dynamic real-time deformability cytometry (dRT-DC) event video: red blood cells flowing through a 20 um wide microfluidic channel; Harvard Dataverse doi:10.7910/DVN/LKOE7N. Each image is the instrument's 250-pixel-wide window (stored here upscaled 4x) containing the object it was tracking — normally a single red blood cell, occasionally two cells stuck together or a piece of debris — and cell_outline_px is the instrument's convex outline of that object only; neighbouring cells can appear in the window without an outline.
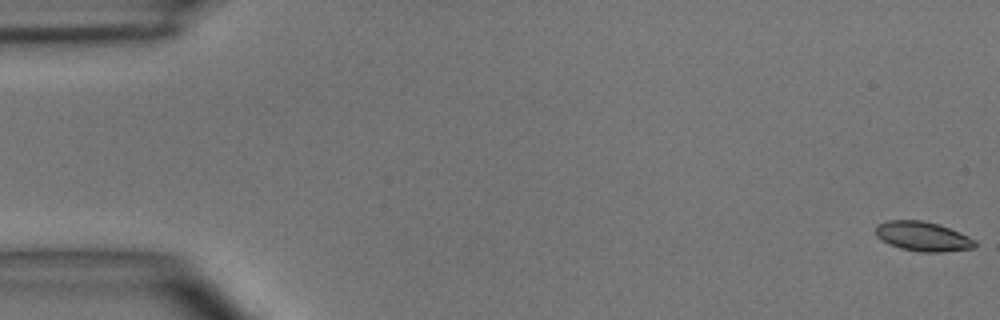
{"species": "common noctule bat (a hibernating species)", "species_latin": "Nyctalus noctula", "temperature_condition": "room temperature", "stored_images_in_passage": 51, "camera_frame_rate_fps": 3000, "um_per_image_px": 0.085, "animal": {"sex": "male", "body_mass_g": 15.6}, "frame": {"image": 1, "passage_image": 1, "time_ms": 0.0, "image_size_px": [1000, 320], "cell_outline_px": [[976, 244], [972, 248], [940, 252], [920, 252], [900, 248], [888, 244], [876, 236], [876, 224], [888, 220], [924, 220], [960, 232], [976, 240]], "centroid_in_image_um": [78.41, 20.09], "position_along_channel_um": 6.6, "area_um2": 17.05}}
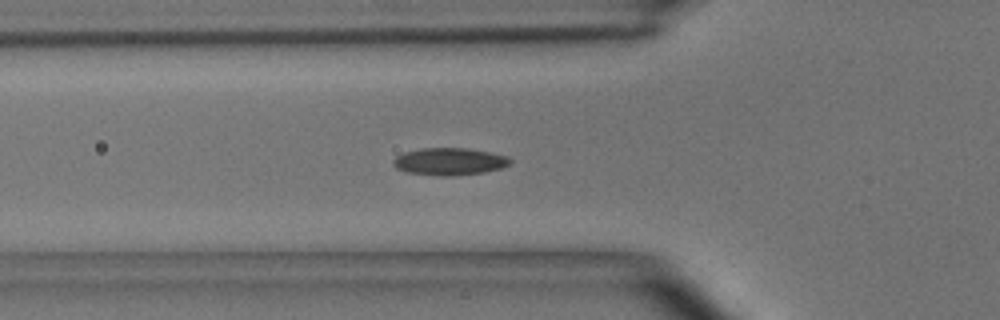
{"frame": {"image": 2, "passage_image": 18, "time_ms": 5.667, "image_size_px": [1000, 320], "cell_outline_px": [[512, 160], [504, 168], [484, 172], [456, 176], [440, 176], [404, 172], [396, 168], [392, 164], [392, 160], [396, 156], [404, 152], [420, 148], [468, 148], [508, 156]], "centroid_in_image_um": [38.18, 13.73], "position_along_channel_um": 87.6, "area_um2": 18.84}}
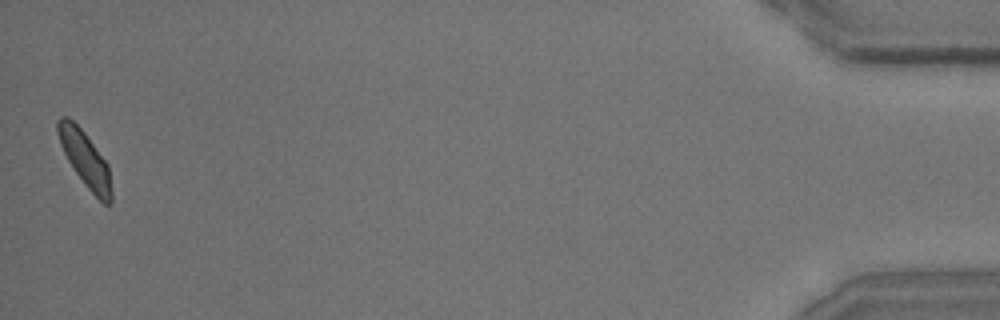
{"frame": {"image": 3, "passage_image": 51, "time_ms": 16.667, "image_size_px": [1000, 320], "cell_outline_px": [[112, 200], [108, 204], [104, 204], [84, 184], [68, 160], [60, 144], [56, 132], [56, 120], [60, 116], [68, 116], [84, 132], [108, 164], [112, 192]], "centroid_in_image_um": [7.21, 13.49], "position_along_channel_um": 428.0, "area_um2": 17.17}, "authors_computed_cell_mechanics": {"area_um2": 17.34, "velocity_mm_per_s": 3.9253, "shape_relaxation_time_tau1_ms": 2.8718, "shape_relaxation_time_tau2_ms": 2.0244, "deformation_change_tau1": 0.1166, "deformation_change_tau2": 0.0572}}